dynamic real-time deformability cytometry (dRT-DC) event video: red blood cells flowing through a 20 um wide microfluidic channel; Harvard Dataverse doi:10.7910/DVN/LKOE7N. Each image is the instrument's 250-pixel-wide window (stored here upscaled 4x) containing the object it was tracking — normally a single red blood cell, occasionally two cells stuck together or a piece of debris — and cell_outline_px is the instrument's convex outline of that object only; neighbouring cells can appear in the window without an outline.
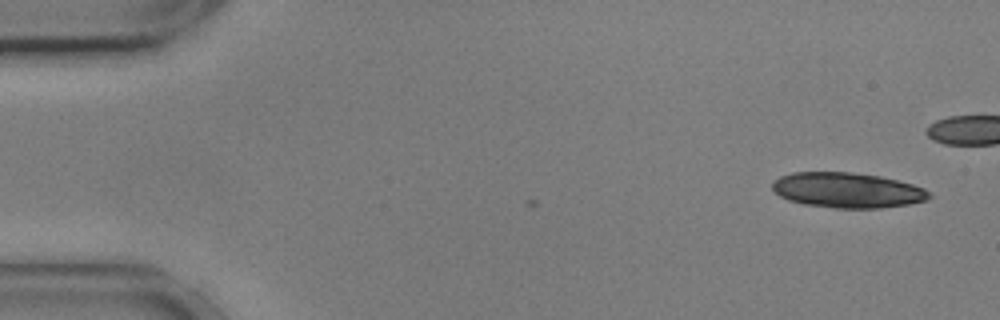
{"species": "common noctule bat (a hibernating species)", "species_latin": "Nyctalus noctula", "temperature_condition": "cold", "stored_images_in_passage": 6, "camera_frame_rate_fps": 3000, "um_per_image_px": 0.085, "animal": {"sex": "male", "body_mass_g": 17.9, "forearm_length_mm": 54.2}, "frame": {"image": 1, "passage_image": 6, "time_ms": 1.667, "image_size_px": [1000, 320], "cell_outline_px": [[932, 196], [924, 200], [908, 204], [880, 208], [836, 208], [804, 204], [788, 200], [780, 196], [772, 188], [772, 180], [780, 176], [792, 172], [848, 172], [880, 176], [912, 184], [924, 188]], "centroid_in_image_um": [71.98, 16.16], "position_along_channel_um": 13.0, "area_um2": 32.08}}